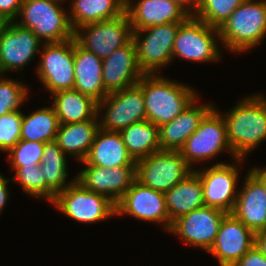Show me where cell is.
Here are the masks:
<instances>
[{"instance_id": "obj_22", "label": "cell", "mask_w": 266, "mask_h": 266, "mask_svg": "<svg viewBox=\"0 0 266 266\" xmlns=\"http://www.w3.org/2000/svg\"><path fill=\"white\" fill-rule=\"evenodd\" d=\"M195 98L172 121L159 127V143L161 150H177L197 130L204 116L215 106L214 103L199 104Z\"/></svg>"}, {"instance_id": "obj_11", "label": "cell", "mask_w": 266, "mask_h": 266, "mask_svg": "<svg viewBox=\"0 0 266 266\" xmlns=\"http://www.w3.org/2000/svg\"><path fill=\"white\" fill-rule=\"evenodd\" d=\"M36 69L38 79L50 95L74 88V37L63 42L42 43Z\"/></svg>"}, {"instance_id": "obj_5", "label": "cell", "mask_w": 266, "mask_h": 266, "mask_svg": "<svg viewBox=\"0 0 266 266\" xmlns=\"http://www.w3.org/2000/svg\"><path fill=\"white\" fill-rule=\"evenodd\" d=\"M217 107H213L201 120L197 130L187 139L179 152L191 167L198 162L213 160L220 153L228 151L233 154L227 138L225 120Z\"/></svg>"}, {"instance_id": "obj_34", "label": "cell", "mask_w": 266, "mask_h": 266, "mask_svg": "<svg viewBox=\"0 0 266 266\" xmlns=\"http://www.w3.org/2000/svg\"><path fill=\"white\" fill-rule=\"evenodd\" d=\"M0 75V116L18 110L29 97L24 83Z\"/></svg>"}, {"instance_id": "obj_19", "label": "cell", "mask_w": 266, "mask_h": 266, "mask_svg": "<svg viewBox=\"0 0 266 266\" xmlns=\"http://www.w3.org/2000/svg\"><path fill=\"white\" fill-rule=\"evenodd\" d=\"M143 75L137 62V48L133 39L102 60V78L107 93L134 86Z\"/></svg>"}, {"instance_id": "obj_38", "label": "cell", "mask_w": 266, "mask_h": 266, "mask_svg": "<svg viewBox=\"0 0 266 266\" xmlns=\"http://www.w3.org/2000/svg\"><path fill=\"white\" fill-rule=\"evenodd\" d=\"M233 266H266V257L253 245Z\"/></svg>"}, {"instance_id": "obj_15", "label": "cell", "mask_w": 266, "mask_h": 266, "mask_svg": "<svg viewBox=\"0 0 266 266\" xmlns=\"http://www.w3.org/2000/svg\"><path fill=\"white\" fill-rule=\"evenodd\" d=\"M130 215L141 221L159 223L170 231L165 194L134 181L116 204V215Z\"/></svg>"}, {"instance_id": "obj_41", "label": "cell", "mask_w": 266, "mask_h": 266, "mask_svg": "<svg viewBox=\"0 0 266 266\" xmlns=\"http://www.w3.org/2000/svg\"><path fill=\"white\" fill-rule=\"evenodd\" d=\"M254 245L266 257V230L254 233Z\"/></svg>"}, {"instance_id": "obj_27", "label": "cell", "mask_w": 266, "mask_h": 266, "mask_svg": "<svg viewBox=\"0 0 266 266\" xmlns=\"http://www.w3.org/2000/svg\"><path fill=\"white\" fill-rule=\"evenodd\" d=\"M99 128L98 120L59 124L55 141L66 155L80 163L86 159Z\"/></svg>"}, {"instance_id": "obj_23", "label": "cell", "mask_w": 266, "mask_h": 266, "mask_svg": "<svg viewBox=\"0 0 266 266\" xmlns=\"http://www.w3.org/2000/svg\"><path fill=\"white\" fill-rule=\"evenodd\" d=\"M74 88L98 103L106 96L102 78V60L82 48L74 38Z\"/></svg>"}, {"instance_id": "obj_36", "label": "cell", "mask_w": 266, "mask_h": 266, "mask_svg": "<svg viewBox=\"0 0 266 266\" xmlns=\"http://www.w3.org/2000/svg\"><path fill=\"white\" fill-rule=\"evenodd\" d=\"M22 118L19 109L0 116V151L9 152L21 140Z\"/></svg>"}, {"instance_id": "obj_17", "label": "cell", "mask_w": 266, "mask_h": 266, "mask_svg": "<svg viewBox=\"0 0 266 266\" xmlns=\"http://www.w3.org/2000/svg\"><path fill=\"white\" fill-rule=\"evenodd\" d=\"M254 245V233L232 213L221 221L215 242L208 251L219 266H233Z\"/></svg>"}, {"instance_id": "obj_8", "label": "cell", "mask_w": 266, "mask_h": 266, "mask_svg": "<svg viewBox=\"0 0 266 266\" xmlns=\"http://www.w3.org/2000/svg\"><path fill=\"white\" fill-rule=\"evenodd\" d=\"M219 29L189 15L178 28L173 47V59L193 62H212L221 59ZM219 47V48H218Z\"/></svg>"}, {"instance_id": "obj_31", "label": "cell", "mask_w": 266, "mask_h": 266, "mask_svg": "<svg viewBox=\"0 0 266 266\" xmlns=\"http://www.w3.org/2000/svg\"><path fill=\"white\" fill-rule=\"evenodd\" d=\"M66 154L58 146L57 142L51 141L44 144L40 168L43 177L46 178L47 186L57 195L73 182L68 178V166Z\"/></svg>"}, {"instance_id": "obj_21", "label": "cell", "mask_w": 266, "mask_h": 266, "mask_svg": "<svg viewBox=\"0 0 266 266\" xmlns=\"http://www.w3.org/2000/svg\"><path fill=\"white\" fill-rule=\"evenodd\" d=\"M126 0V13L132 30H143L166 23H182L189 14L170 0Z\"/></svg>"}, {"instance_id": "obj_24", "label": "cell", "mask_w": 266, "mask_h": 266, "mask_svg": "<svg viewBox=\"0 0 266 266\" xmlns=\"http://www.w3.org/2000/svg\"><path fill=\"white\" fill-rule=\"evenodd\" d=\"M80 163H83L84 167L92 165L108 168L136 165L123 143L121 134L102 128L97 131L86 159Z\"/></svg>"}, {"instance_id": "obj_39", "label": "cell", "mask_w": 266, "mask_h": 266, "mask_svg": "<svg viewBox=\"0 0 266 266\" xmlns=\"http://www.w3.org/2000/svg\"><path fill=\"white\" fill-rule=\"evenodd\" d=\"M10 181V178H5L2 174H0V214L2 210H4L5 205L9 198V191L7 185Z\"/></svg>"}, {"instance_id": "obj_14", "label": "cell", "mask_w": 266, "mask_h": 266, "mask_svg": "<svg viewBox=\"0 0 266 266\" xmlns=\"http://www.w3.org/2000/svg\"><path fill=\"white\" fill-rule=\"evenodd\" d=\"M225 211L203 206L179 217L172 223L169 233L182 238V242L208 252L213 246Z\"/></svg>"}, {"instance_id": "obj_43", "label": "cell", "mask_w": 266, "mask_h": 266, "mask_svg": "<svg viewBox=\"0 0 266 266\" xmlns=\"http://www.w3.org/2000/svg\"><path fill=\"white\" fill-rule=\"evenodd\" d=\"M5 24H6V22L2 18H0V32H1V30Z\"/></svg>"}, {"instance_id": "obj_30", "label": "cell", "mask_w": 266, "mask_h": 266, "mask_svg": "<svg viewBox=\"0 0 266 266\" xmlns=\"http://www.w3.org/2000/svg\"><path fill=\"white\" fill-rule=\"evenodd\" d=\"M25 115L21 122V140L51 142L56 139L59 122L53 106L44 107Z\"/></svg>"}, {"instance_id": "obj_42", "label": "cell", "mask_w": 266, "mask_h": 266, "mask_svg": "<svg viewBox=\"0 0 266 266\" xmlns=\"http://www.w3.org/2000/svg\"><path fill=\"white\" fill-rule=\"evenodd\" d=\"M250 170L263 182L266 188V167H253Z\"/></svg>"}, {"instance_id": "obj_7", "label": "cell", "mask_w": 266, "mask_h": 266, "mask_svg": "<svg viewBox=\"0 0 266 266\" xmlns=\"http://www.w3.org/2000/svg\"><path fill=\"white\" fill-rule=\"evenodd\" d=\"M177 150H159L136 161L135 177L143 186L165 193L192 171Z\"/></svg>"}, {"instance_id": "obj_35", "label": "cell", "mask_w": 266, "mask_h": 266, "mask_svg": "<svg viewBox=\"0 0 266 266\" xmlns=\"http://www.w3.org/2000/svg\"><path fill=\"white\" fill-rule=\"evenodd\" d=\"M44 144L41 142L20 140L7 153L11 167L36 166L42 161Z\"/></svg>"}, {"instance_id": "obj_29", "label": "cell", "mask_w": 266, "mask_h": 266, "mask_svg": "<svg viewBox=\"0 0 266 266\" xmlns=\"http://www.w3.org/2000/svg\"><path fill=\"white\" fill-rule=\"evenodd\" d=\"M119 133L129 154L135 161L161 150L159 127L148 120L133 123Z\"/></svg>"}, {"instance_id": "obj_9", "label": "cell", "mask_w": 266, "mask_h": 266, "mask_svg": "<svg viewBox=\"0 0 266 266\" xmlns=\"http://www.w3.org/2000/svg\"><path fill=\"white\" fill-rule=\"evenodd\" d=\"M180 23H166L133 30L137 62L143 74H156L173 61L175 36ZM143 36V37H142Z\"/></svg>"}, {"instance_id": "obj_40", "label": "cell", "mask_w": 266, "mask_h": 266, "mask_svg": "<svg viewBox=\"0 0 266 266\" xmlns=\"http://www.w3.org/2000/svg\"><path fill=\"white\" fill-rule=\"evenodd\" d=\"M176 2L189 15H194L199 8L201 0H170Z\"/></svg>"}, {"instance_id": "obj_6", "label": "cell", "mask_w": 266, "mask_h": 266, "mask_svg": "<svg viewBox=\"0 0 266 266\" xmlns=\"http://www.w3.org/2000/svg\"><path fill=\"white\" fill-rule=\"evenodd\" d=\"M51 204L66 217L84 224L116 216V204L111 199L85 189L76 178L56 195Z\"/></svg>"}, {"instance_id": "obj_26", "label": "cell", "mask_w": 266, "mask_h": 266, "mask_svg": "<svg viewBox=\"0 0 266 266\" xmlns=\"http://www.w3.org/2000/svg\"><path fill=\"white\" fill-rule=\"evenodd\" d=\"M52 106L59 124L98 120V102L81 92L70 89L58 91L51 95Z\"/></svg>"}, {"instance_id": "obj_16", "label": "cell", "mask_w": 266, "mask_h": 266, "mask_svg": "<svg viewBox=\"0 0 266 266\" xmlns=\"http://www.w3.org/2000/svg\"><path fill=\"white\" fill-rule=\"evenodd\" d=\"M41 45L30 29L6 22L0 32V74L25 68L39 54Z\"/></svg>"}, {"instance_id": "obj_10", "label": "cell", "mask_w": 266, "mask_h": 266, "mask_svg": "<svg viewBox=\"0 0 266 266\" xmlns=\"http://www.w3.org/2000/svg\"><path fill=\"white\" fill-rule=\"evenodd\" d=\"M74 38L82 48L104 60L133 39V30L125 13L117 18L80 26L74 31Z\"/></svg>"}, {"instance_id": "obj_25", "label": "cell", "mask_w": 266, "mask_h": 266, "mask_svg": "<svg viewBox=\"0 0 266 266\" xmlns=\"http://www.w3.org/2000/svg\"><path fill=\"white\" fill-rule=\"evenodd\" d=\"M164 194L170 228L179 217L205 206L202 181L194 171Z\"/></svg>"}, {"instance_id": "obj_4", "label": "cell", "mask_w": 266, "mask_h": 266, "mask_svg": "<svg viewBox=\"0 0 266 266\" xmlns=\"http://www.w3.org/2000/svg\"><path fill=\"white\" fill-rule=\"evenodd\" d=\"M67 12L55 0H23L21 19L14 22L30 29L42 43L63 42L74 37Z\"/></svg>"}, {"instance_id": "obj_20", "label": "cell", "mask_w": 266, "mask_h": 266, "mask_svg": "<svg viewBox=\"0 0 266 266\" xmlns=\"http://www.w3.org/2000/svg\"><path fill=\"white\" fill-rule=\"evenodd\" d=\"M244 179L232 214L253 233L264 231L266 230V188L251 170H248Z\"/></svg>"}, {"instance_id": "obj_12", "label": "cell", "mask_w": 266, "mask_h": 266, "mask_svg": "<svg viewBox=\"0 0 266 266\" xmlns=\"http://www.w3.org/2000/svg\"><path fill=\"white\" fill-rule=\"evenodd\" d=\"M233 162H216L211 167L193 170L202 181L205 206L218 208L226 213L233 212L238 196V165L241 166L244 161L243 158H236Z\"/></svg>"}, {"instance_id": "obj_2", "label": "cell", "mask_w": 266, "mask_h": 266, "mask_svg": "<svg viewBox=\"0 0 266 266\" xmlns=\"http://www.w3.org/2000/svg\"><path fill=\"white\" fill-rule=\"evenodd\" d=\"M143 92L146 120L160 127L172 121L195 98L191 86L157 74H144L137 83Z\"/></svg>"}, {"instance_id": "obj_28", "label": "cell", "mask_w": 266, "mask_h": 266, "mask_svg": "<svg viewBox=\"0 0 266 266\" xmlns=\"http://www.w3.org/2000/svg\"><path fill=\"white\" fill-rule=\"evenodd\" d=\"M69 20L73 30L80 26L117 18L126 13V0H72Z\"/></svg>"}, {"instance_id": "obj_13", "label": "cell", "mask_w": 266, "mask_h": 266, "mask_svg": "<svg viewBox=\"0 0 266 266\" xmlns=\"http://www.w3.org/2000/svg\"><path fill=\"white\" fill-rule=\"evenodd\" d=\"M105 109L99 119V127L120 132L133 123L146 120L145 101L141 87L136 84L107 96L98 103V115Z\"/></svg>"}, {"instance_id": "obj_3", "label": "cell", "mask_w": 266, "mask_h": 266, "mask_svg": "<svg viewBox=\"0 0 266 266\" xmlns=\"http://www.w3.org/2000/svg\"><path fill=\"white\" fill-rule=\"evenodd\" d=\"M220 45L232 53L247 52L266 38V0H244L219 28Z\"/></svg>"}, {"instance_id": "obj_33", "label": "cell", "mask_w": 266, "mask_h": 266, "mask_svg": "<svg viewBox=\"0 0 266 266\" xmlns=\"http://www.w3.org/2000/svg\"><path fill=\"white\" fill-rule=\"evenodd\" d=\"M244 0H201L193 15L205 24L220 28Z\"/></svg>"}, {"instance_id": "obj_32", "label": "cell", "mask_w": 266, "mask_h": 266, "mask_svg": "<svg viewBox=\"0 0 266 266\" xmlns=\"http://www.w3.org/2000/svg\"><path fill=\"white\" fill-rule=\"evenodd\" d=\"M14 176L12 181L19 182L22 186V190L31 197L43 198L52 203L56 194L47 186L46 178L43 177L40 165L36 166H20L12 167Z\"/></svg>"}, {"instance_id": "obj_37", "label": "cell", "mask_w": 266, "mask_h": 266, "mask_svg": "<svg viewBox=\"0 0 266 266\" xmlns=\"http://www.w3.org/2000/svg\"><path fill=\"white\" fill-rule=\"evenodd\" d=\"M23 0H0V18L5 22H14L19 17Z\"/></svg>"}, {"instance_id": "obj_18", "label": "cell", "mask_w": 266, "mask_h": 266, "mask_svg": "<svg viewBox=\"0 0 266 266\" xmlns=\"http://www.w3.org/2000/svg\"><path fill=\"white\" fill-rule=\"evenodd\" d=\"M75 176L85 189L111 199L115 204L136 180L135 166H118L113 168L86 165Z\"/></svg>"}, {"instance_id": "obj_1", "label": "cell", "mask_w": 266, "mask_h": 266, "mask_svg": "<svg viewBox=\"0 0 266 266\" xmlns=\"http://www.w3.org/2000/svg\"><path fill=\"white\" fill-rule=\"evenodd\" d=\"M236 104L225 114L222 112V116L233 154L245 160L247 154L266 140V97L252 94Z\"/></svg>"}]
</instances>
